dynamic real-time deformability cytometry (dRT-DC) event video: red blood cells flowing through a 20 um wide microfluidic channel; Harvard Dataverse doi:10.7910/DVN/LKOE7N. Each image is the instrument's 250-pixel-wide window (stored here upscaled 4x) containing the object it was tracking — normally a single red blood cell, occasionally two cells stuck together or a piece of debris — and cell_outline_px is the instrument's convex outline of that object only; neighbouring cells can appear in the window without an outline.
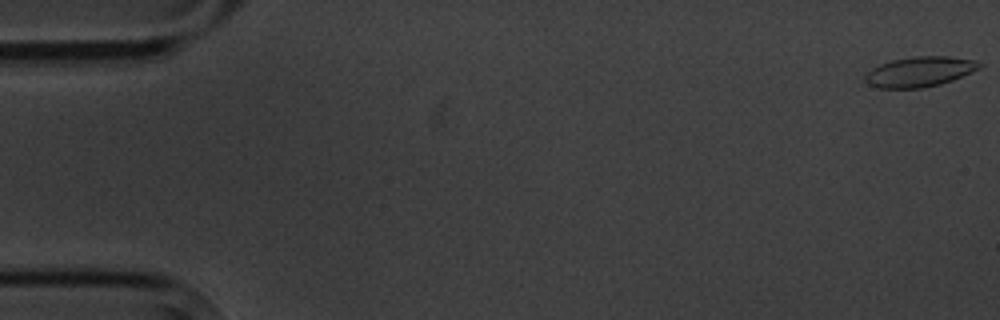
{"species": "common noctule bat (a hibernating species)", "species_latin": "Nyctalus noctula", "temperature_condition": "cold", "stored_images_in_passage": 6, "camera_frame_rate_fps": 3000, "um_per_image_px": 0.085, "animal": {"sex": "male", "body_mass_g": 20.1, "forearm_length_mm": 53.5}, "frame": {"image": 1, "passage_image": 1, "time_ms": 0.0, "image_size_px": [1000, 320], "cell_outline_px": [[984, 64], [980, 68], [952, 80], [940, 84], [920, 88], [880, 88], [868, 84], [864, 80], [864, 76], [872, 68], [880, 64], [892, 60], [916, 56], [948, 56], [972, 60]], "centroid_in_image_um": [78.15, 6.09], "position_along_channel_um": 6.8, "area_um2": 19.88}}
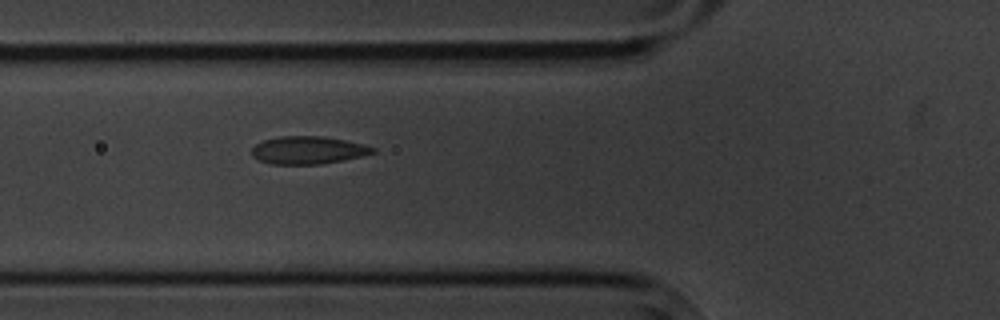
{"frame": {"image": 2, "passage_image": 6, "time_ms": 6.667, "image_size_px": [1000, 320], "cell_outline_px": [[376, 152], [344, 160], [320, 164], [272, 164], [260, 160], [252, 156], [252, 148], [256, 144], [264, 140], [280, 136], [324, 136], [364, 144], [376, 148]], "centroid_in_image_um": [26.2, 12.76], "position_along_channel_um": 99.6, "area_um2": 19.48}}